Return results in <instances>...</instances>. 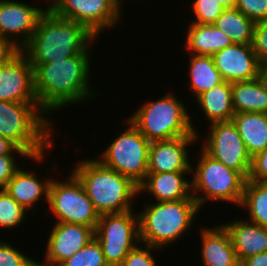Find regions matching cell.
I'll use <instances>...</instances> for the list:
<instances>
[{
	"label": "cell",
	"instance_id": "obj_36",
	"mask_svg": "<svg viewBox=\"0 0 267 266\" xmlns=\"http://www.w3.org/2000/svg\"><path fill=\"white\" fill-rule=\"evenodd\" d=\"M251 45L259 62H267V20L255 23Z\"/></svg>",
	"mask_w": 267,
	"mask_h": 266
},
{
	"label": "cell",
	"instance_id": "obj_27",
	"mask_svg": "<svg viewBox=\"0 0 267 266\" xmlns=\"http://www.w3.org/2000/svg\"><path fill=\"white\" fill-rule=\"evenodd\" d=\"M214 25L227 34L235 44H252L255 23L237 8H227Z\"/></svg>",
	"mask_w": 267,
	"mask_h": 266
},
{
	"label": "cell",
	"instance_id": "obj_8",
	"mask_svg": "<svg viewBox=\"0 0 267 266\" xmlns=\"http://www.w3.org/2000/svg\"><path fill=\"white\" fill-rule=\"evenodd\" d=\"M125 122L128 123V129L113 138L97 160L139 185L148 174L150 141L129 119Z\"/></svg>",
	"mask_w": 267,
	"mask_h": 266
},
{
	"label": "cell",
	"instance_id": "obj_9",
	"mask_svg": "<svg viewBox=\"0 0 267 266\" xmlns=\"http://www.w3.org/2000/svg\"><path fill=\"white\" fill-rule=\"evenodd\" d=\"M48 205L57 222L82 224L94 230L100 215L88 197L82 183L70 171L64 181L51 180L49 187Z\"/></svg>",
	"mask_w": 267,
	"mask_h": 266
},
{
	"label": "cell",
	"instance_id": "obj_33",
	"mask_svg": "<svg viewBox=\"0 0 267 266\" xmlns=\"http://www.w3.org/2000/svg\"><path fill=\"white\" fill-rule=\"evenodd\" d=\"M14 155V156H13ZM15 156L20 158L25 159H31L35 160L34 162H41L44 160L46 157L45 154L39 155L37 157H31L29 154H5V155H0V189H4L8 181L13 177V175L20 169L18 167V163L15 162Z\"/></svg>",
	"mask_w": 267,
	"mask_h": 266
},
{
	"label": "cell",
	"instance_id": "obj_41",
	"mask_svg": "<svg viewBox=\"0 0 267 266\" xmlns=\"http://www.w3.org/2000/svg\"><path fill=\"white\" fill-rule=\"evenodd\" d=\"M258 78L261 83L267 88V62L260 63Z\"/></svg>",
	"mask_w": 267,
	"mask_h": 266
},
{
	"label": "cell",
	"instance_id": "obj_23",
	"mask_svg": "<svg viewBox=\"0 0 267 266\" xmlns=\"http://www.w3.org/2000/svg\"><path fill=\"white\" fill-rule=\"evenodd\" d=\"M232 121L251 158L267 147V113H235Z\"/></svg>",
	"mask_w": 267,
	"mask_h": 266
},
{
	"label": "cell",
	"instance_id": "obj_16",
	"mask_svg": "<svg viewBox=\"0 0 267 266\" xmlns=\"http://www.w3.org/2000/svg\"><path fill=\"white\" fill-rule=\"evenodd\" d=\"M198 136H180L150 142L148 173L191 171L188 145L198 141Z\"/></svg>",
	"mask_w": 267,
	"mask_h": 266
},
{
	"label": "cell",
	"instance_id": "obj_22",
	"mask_svg": "<svg viewBox=\"0 0 267 266\" xmlns=\"http://www.w3.org/2000/svg\"><path fill=\"white\" fill-rule=\"evenodd\" d=\"M188 26L184 48L190 55L212 56L233 44L214 24L190 23Z\"/></svg>",
	"mask_w": 267,
	"mask_h": 266
},
{
	"label": "cell",
	"instance_id": "obj_17",
	"mask_svg": "<svg viewBox=\"0 0 267 266\" xmlns=\"http://www.w3.org/2000/svg\"><path fill=\"white\" fill-rule=\"evenodd\" d=\"M223 81H249L258 78L260 62L251 44H235L212 55Z\"/></svg>",
	"mask_w": 267,
	"mask_h": 266
},
{
	"label": "cell",
	"instance_id": "obj_35",
	"mask_svg": "<svg viewBox=\"0 0 267 266\" xmlns=\"http://www.w3.org/2000/svg\"><path fill=\"white\" fill-rule=\"evenodd\" d=\"M235 8L254 23L267 20V0H238Z\"/></svg>",
	"mask_w": 267,
	"mask_h": 266
},
{
	"label": "cell",
	"instance_id": "obj_34",
	"mask_svg": "<svg viewBox=\"0 0 267 266\" xmlns=\"http://www.w3.org/2000/svg\"><path fill=\"white\" fill-rule=\"evenodd\" d=\"M151 250L161 249L143 243L138 244L129 252L120 266H157Z\"/></svg>",
	"mask_w": 267,
	"mask_h": 266
},
{
	"label": "cell",
	"instance_id": "obj_24",
	"mask_svg": "<svg viewBox=\"0 0 267 266\" xmlns=\"http://www.w3.org/2000/svg\"><path fill=\"white\" fill-rule=\"evenodd\" d=\"M195 99L209 123L230 121L235 114L230 82L223 81Z\"/></svg>",
	"mask_w": 267,
	"mask_h": 266
},
{
	"label": "cell",
	"instance_id": "obj_11",
	"mask_svg": "<svg viewBox=\"0 0 267 266\" xmlns=\"http://www.w3.org/2000/svg\"><path fill=\"white\" fill-rule=\"evenodd\" d=\"M49 8L56 16L86 26L95 36L112 29L120 21L122 0H50Z\"/></svg>",
	"mask_w": 267,
	"mask_h": 266
},
{
	"label": "cell",
	"instance_id": "obj_6",
	"mask_svg": "<svg viewBox=\"0 0 267 266\" xmlns=\"http://www.w3.org/2000/svg\"><path fill=\"white\" fill-rule=\"evenodd\" d=\"M175 96L167 92L156 101L148 100L127 119L150 142L180 136H200L191 122L188 107Z\"/></svg>",
	"mask_w": 267,
	"mask_h": 266
},
{
	"label": "cell",
	"instance_id": "obj_12",
	"mask_svg": "<svg viewBox=\"0 0 267 266\" xmlns=\"http://www.w3.org/2000/svg\"><path fill=\"white\" fill-rule=\"evenodd\" d=\"M208 137L201 148L228 168L238 171L246 180L249 177L252 158L247 152L235 123L217 121L209 124Z\"/></svg>",
	"mask_w": 267,
	"mask_h": 266
},
{
	"label": "cell",
	"instance_id": "obj_1",
	"mask_svg": "<svg viewBox=\"0 0 267 266\" xmlns=\"http://www.w3.org/2000/svg\"><path fill=\"white\" fill-rule=\"evenodd\" d=\"M89 55V52H81L33 67L34 89L39 106L46 115L69 104L88 101L98 94L90 85Z\"/></svg>",
	"mask_w": 267,
	"mask_h": 266
},
{
	"label": "cell",
	"instance_id": "obj_31",
	"mask_svg": "<svg viewBox=\"0 0 267 266\" xmlns=\"http://www.w3.org/2000/svg\"><path fill=\"white\" fill-rule=\"evenodd\" d=\"M194 21L190 23L214 24L225 8L217 0L192 1Z\"/></svg>",
	"mask_w": 267,
	"mask_h": 266
},
{
	"label": "cell",
	"instance_id": "obj_15",
	"mask_svg": "<svg viewBox=\"0 0 267 266\" xmlns=\"http://www.w3.org/2000/svg\"><path fill=\"white\" fill-rule=\"evenodd\" d=\"M0 100L38 103L34 69L21 51L0 67Z\"/></svg>",
	"mask_w": 267,
	"mask_h": 266
},
{
	"label": "cell",
	"instance_id": "obj_29",
	"mask_svg": "<svg viewBox=\"0 0 267 266\" xmlns=\"http://www.w3.org/2000/svg\"><path fill=\"white\" fill-rule=\"evenodd\" d=\"M26 212L5 189H0V228L13 229L22 225Z\"/></svg>",
	"mask_w": 267,
	"mask_h": 266
},
{
	"label": "cell",
	"instance_id": "obj_32",
	"mask_svg": "<svg viewBox=\"0 0 267 266\" xmlns=\"http://www.w3.org/2000/svg\"><path fill=\"white\" fill-rule=\"evenodd\" d=\"M0 239V266H37V261Z\"/></svg>",
	"mask_w": 267,
	"mask_h": 266
},
{
	"label": "cell",
	"instance_id": "obj_37",
	"mask_svg": "<svg viewBox=\"0 0 267 266\" xmlns=\"http://www.w3.org/2000/svg\"><path fill=\"white\" fill-rule=\"evenodd\" d=\"M247 180L267 183V147L252 157L250 174Z\"/></svg>",
	"mask_w": 267,
	"mask_h": 266
},
{
	"label": "cell",
	"instance_id": "obj_30",
	"mask_svg": "<svg viewBox=\"0 0 267 266\" xmlns=\"http://www.w3.org/2000/svg\"><path fill=\"white\" fill-rule=\"evenodd\" d=\"M59 266H109L105 260L99 242L94 238L74 256L62 262Z\"/></svg>",
	"mask_w": 267,
	"mask_h": 266
},
{
	"label": "cell",
	"instance_id": "obj_4",
	"mask_svg": "<svg viewBox=\"0 0 267 266\" xmlns=\"http://www.w3.org/2000/svg\"><path fill=\"white\" fill-rule=\"evenodd\" d=\"M45 114L39 103L0 100V136L31 157L45 154L53 145L54 124Z\"/></svg>",
	"mask_w": 267,
	"mask_h": 266
},
{
	"label": "cell",
	"instance_id": "obj_18",
	"mask_svg": "<svg viewBox=\"0 0 267 266\" xmlns=\"http://www.w3.org/2000/svg\"><path fill=\"white\" fill-rule=\"evenodd\" d=\"M191 171L148 173L138 185V195L149 193L157 202L194 199L192 196V182L186 178Z\"/></svg>",
	"mask_w": 267,
	"mask_h": 266
},
{
	"label": "cell",
	"instance_id": "obj_26",
	"mask_svg": "<svg viewBox=\"0 0 267 266\" xmlns=\"http://www.w3.org/2000/svg\"><path fill=\"white\" fill-rule=\"evenodd\" d=\"M188 87L195 98L223 82L212 56L191 55Z\"/></svg>",
	"mask_w": 267,
	"mask_h": 266
},
{
	"label": "cell",
	"instance_id": "obj_19",
	"mask_svg": "<svg viewBox=\"0 0 267 266\" xmlns=\"http://www.w3.org/2000/svg\"><path fill=\"white\" fill-rule=\"evenodd\" d=\"M203 266H238L240 264L228 231L220 223L200 228Z\"/></svg>",
	"mask_w": 267,
	"mask_h": 266
},
{
	"label": "cell",
	"instance_id": "obj_21",
	"mask_svg": "<svg viewBox=\"0 0 267 266\" xmlns=\"http://www.w3.org/2000/svg\"><path fill=\"white\" fill-rule=\"evenodd\" d=\"M21 167L13 177L8 181L4 188L8 194L17 201L28 213L30 211L36 213V204L39 200L48 202L49 187L52 177L40 180L38 175L28 172L27 169Z\"/></svg>",
	"mask_w": 267,
	"mask_h": 266
},
{
	"label": "cell",
	"instance_id": "obj_39",
	"mask_svg": "<svg viewBox=\"0 0 267 266\" xmlns=\"http://www.w3.org/2000/svg\"><path fill=\"white\" fill-rule=\"evenodd\" d=\"M5 154H28L22 149L17 148L11 141L0 136V155Z\"/></svg>",
	"mask_w": 267,
	"mask_h": 266
},
{
	"label": "cell",
	"instance_id": "obj_7",
	"mask_svg": "<svg viewBox=\"0 0 267 266\" xmlns=\"http://www.w3.org/2000/svg\"><path fill=\"white\" fill-rule=\"evenodd\" d=\"M199 154L196 168L193 165L191 168L192 196L199 208L204 207L205 203L218 200L239 207L247 180L238 171L228 168L202 148Z\"/></svg>",
	"mask_w": 267,
	"mask_h": 266
},
{
	"label": "cell",
	"instance_id": "obj_5",
	"mask_svg": "<svg viewBox=\"0 0 267 266\" xmlns=\"http://www.w3.org/2000/svg\"><path fill=\"white\" fill-rule=\"evenodd\" d=\"M143 208L138 213L140 243L161 250L181 240L200 211L195 199L146 203Z\"/></svg>",
	"mask_w": 267,
	"mask_h": 266
},
{
	"label": "cell",
	"instance_id": "obj_13",
	"mask_svg": "<svg viewBox=\"0 0 267 266\" xmlns=\"http://www.w3.org/2000/svg\"><path fill=\"white\" fill-rule=\"evenodd\" d=\"M47 9L15 0H0V36L21 49L32 37ZM21 40H20V39Z\"/></svg>",
	"mask_w": 267,
	"mask_h": 266
},
{
	"label": "cell",
	"instance_id": "obj_40",
	"mask_svg": "<svg viewBox=\"0 0 267 266\" xmlns=\"http://www.w3.org/2000/svg\"><path fill=\"white\" fill-rule=\"evenodd\" d=\"M243 266H267V251L248 257L242 262Z\"/></svg>",
	"mask_w": 267,
	"mask_h": 266
},
{
	"label": "cell",
	"instance_id": "obj_10",
	"mask_svg": "<svg viewBox=\"0 0 267 266\" xmlns=\"http://www.w3.org/2000/svg\"><path fill=\"white\" fill-rule=\"evenodd\" d=\"M109 266H120L129 252L140 244L138 211L104 214L94 230Z\"/></svg>",
	"mask_w": 267,
	"mask_h": 266
},
{
	"label": "cell",
	"instance_id": "obj_38",
	"mask_svg": "<svg viewBox=\"0 0 267 266\" xmlns=\"http://www.w3.org/2000/svg\"><path fill=\"white\" fill-rule=\"evenodd\" d=\"M19 51L20 49H18L12 42L0 37V67L7 63Z\"/></svg>",
	"mask_w": 267,
	"mask_h": 266
},
{
	"label": "cell",
	"instance_id": "obj_2",
	"mask_svg": "<svg viewBox=\"0 0 267 266\" xmlns=\"http://www.w3.org/2000/svg\"><path fill=\"white\" fill-rule=\"evenodd\" d=\"M95 36L86 26L56 16L49 8L41 15L29 41L20 49L32 67L89 52ZM95 40V41H94Z\"/></svg>",
	"mask_w": 267,
	"mask_h": 266
},
{
	"label": "cell",
	"instance_id": "obj_42",
	"mask_svg": "<svg viewBox=\"0 0 267 266\" xmlns=\"http://www.w3.org/2000/svg\"><path fill=\"white\" fill-rule=\"evenodd\" d=\"M225 9L235 8L238 0H217Z\"/></svg>",
	"mask_w": 267,
	"mask_h": 266
},
{
	"label": "cell",
	"instance_id": "obj_3",
	"mask_svg": "<svg viewBox=\"0 0 267 266\" xmlns=\"http://www.w3.org/2000/svg\"><path fill=\"white\" fill-rule=\"evenodd\" d=\"M78 161L72 172L82 183L100 216L133 210L131 204L139 196L137 184L97 159Z\"/></svg>",
	"mask_w": 267,
	"mask_h": 266
},
{
	"label": "cell",
	"instance_id": "obj_28",
	"mask_svg": "<svg viewBox=\"0 0 267 266\" xmlns=\"http://www.w3.org/2000/svg\"><path fill=\"white\" fill-rule=\"evenodd\" d=\"M240 207L249 212L246 220L267 227V183L247 180Z\"/></svg>",
	"mask_w": 267,
	"mask_h": 266
},
{
	"label": "cell",
	"instance_id": "obj_20",
	"mask_svg": "<svg viewBox=\"0 0 267 266\" xmlns=\"http://www.w3.org/2000/svg\"><path fill=\"white\" fill-rule=\"evenodd\" d=\"M228 231L240 263L250 256L267 251V227L248 220H234L222 224Z\"/></svg>",
	"mask_w": 267,
	"mask_h": 266
},
{
	"label": "cell",
	"instance_id": "obj_14",
	"mask_svg": "<svg viewBox=\"0 0 267 266\" xmlns=\"http://www.w3.org/2000/svg\"><path fill=\"white\" fill-rule=\"evenodd\" d=\"M94 236L92 227L56 222L46 242L44 261H37V266H59L90 243Z\"/></svg>",
	"mask_w": 267,
	"mask_h": 266
},
{
	"label": "cell",
	"instance_id": "obj_25",
	"mask_svg": "<svg viewBox=\"0 0 267 266\" xmlns=\"http://www.w3.org/2000/svg\"><path fill=\"white\" fill-rule=\"evenodd\" d=\"M235 113H267V88L259 78L231 83Z\"/></svg>",
	"mask_w": 267,
	"mask_h": 266
}]
</instances>
